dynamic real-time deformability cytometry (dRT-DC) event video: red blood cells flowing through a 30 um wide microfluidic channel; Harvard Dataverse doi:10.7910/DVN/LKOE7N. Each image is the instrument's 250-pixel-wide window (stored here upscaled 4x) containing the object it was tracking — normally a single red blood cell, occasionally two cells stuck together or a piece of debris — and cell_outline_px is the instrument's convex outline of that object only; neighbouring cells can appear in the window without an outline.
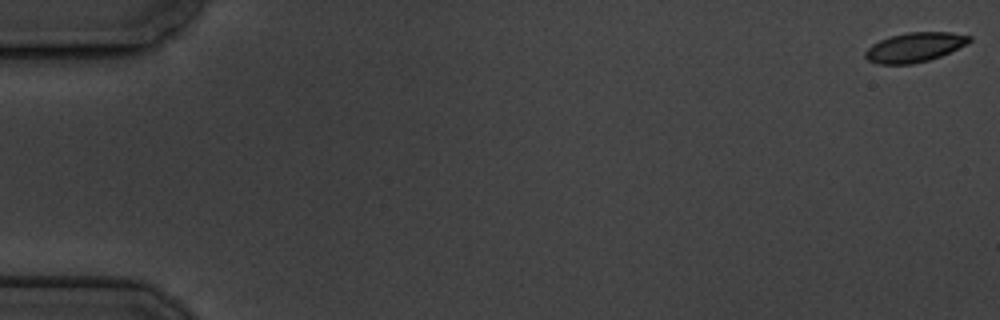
{"species": "common noctule bat (a hibernating species)", "species_latin": "Nyctalus noctula", "temperature_condition": "cold", "stored_images_in_passage": 7, "camera_frame_rate_fps": 3000, "um_per_image_px": 0.085, "animal": {"sex": "male", "body_mass_g": 19.5, "forearm_length_mm": 54.6}, "frame": {"image": 1, "passage_image": 1, "time_ms": 0.0, "image_size_px": [1000, 320], "cell_outline_px": [[972, 40], [968, 44], [940, 56], [928, 60], [912, 64], [880, 64], [868, 60], [864, 56], [864, 52], [872, 44], [880, 40], [892, 36], [908, 32], [952, 32], [972, 36]], "centroid_in_image_um": [77.77, 4.01], "position_along_channel_um": 7.2, "area_um2": 17.86}}
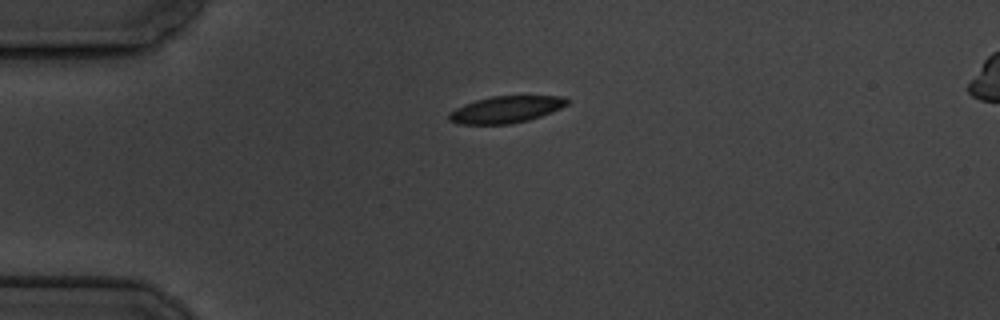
{"frame": {"image": 2, "passage_image": 5, "time_ms": 4.667, "image_size_px": [1000, 320], "cell_outline_px": [[568, 104], [552, 112], [528, 120], [508, 124], [460, 124], [448, 120], [448, 112], [464, 104], [476, 100], [492, 96], [564, 96], [568, 100]], "centroid_in_image_um": [42.98, 9.3], "position_along_channel_um": 42.0, "area_um2": 18.38}}